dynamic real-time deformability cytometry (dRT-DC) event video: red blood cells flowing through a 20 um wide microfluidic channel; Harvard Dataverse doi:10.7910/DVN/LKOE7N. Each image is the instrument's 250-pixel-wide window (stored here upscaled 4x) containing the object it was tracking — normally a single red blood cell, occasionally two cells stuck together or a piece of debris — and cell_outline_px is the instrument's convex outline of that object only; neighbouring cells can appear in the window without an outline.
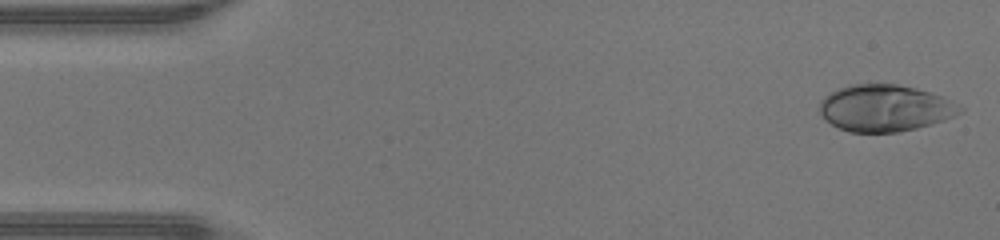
{"species": "human", "species_latin": "Homo sapiens", "temperature_condition": "warm", "stored_images_in_passage": 45, "camera_frame_rate_fps": 3000, "um_per_image_px": 0.085, "donor": {"sex": "male"}, "frame": {"image": 1, "passage_image": 1, "time_ms": 0.0, "image_size_px": [1000, 240], "cell_outline_px": [[964, 112], [944, 120], [932, 124], [900, 132], [848, 132], [832, 124], [820, 112], [820, 100], [824, 96], [840, 88], [856, 84], [896, 84], [916, 88], [952, 100], [964, 108]], "centroid_in_image_um": [75.26, 9.19], "position_along_channel_um": 9.7, "area_um2": 37.97}}
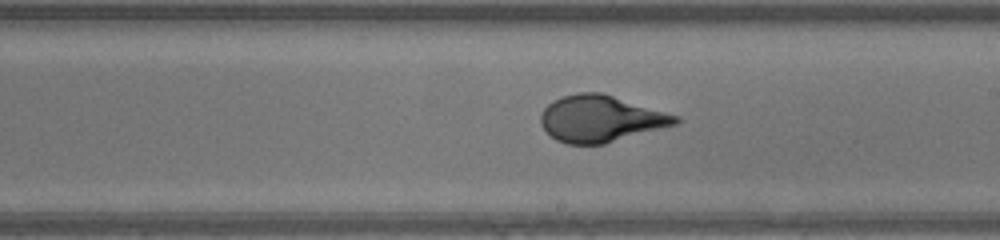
{"frame": {"image": 2, "passage_image": 25, "time_ms": 8.0, "image_size_px": [1000, 240], "cell_outline_px": [[680, 120], [676, 124], [604, 144], [568, 144], [556, 140], [540, 124], [540, 116], [544, 108], [552, 100], [560, 96], [576, 92], [600, 92], [680, 116]], "centroid_in_image_um": [51.03, 10.08], "position_along_channel_um": 238.0, "area_um2": 36.41}}
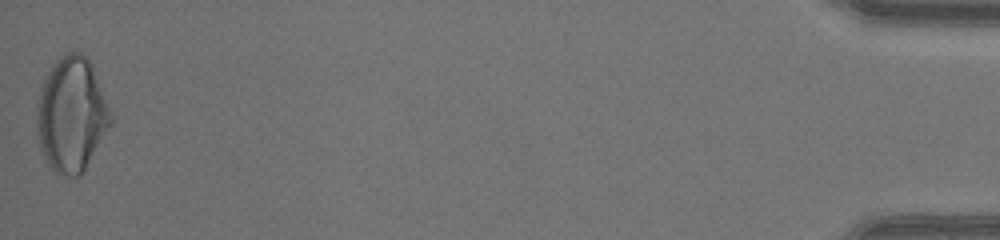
{"frame": {"image": 3, "passage_image": 45, "time_ms": 14.667, "image_size_px": [1000, 240], "cell_outline_px": [[112, 124], [84, 172], [80, 176], [68, 176], [52, 172], [48, 168], [40, 152], [36, 132], [36, 108], [40, 88], [52, 64], [60, 56], [68, 52], [80, 52], [92, 64], [112, 116]], "centroid_in_image_um": [6.05, 9.8], "position_along_channel_um": 429.2, "area_um2": 50.05}, "authors_computed_cell_mechanics": {"area_um2": 36.5874, "velocity_mm_per_s": 4.4614, "shape_relaxation_time_tau1_ms": 6.494, "shape_relaxation_time_tau2_ms": null, "deformation_change_tau1": 0.3042, "deformation_change_tau2": null}}